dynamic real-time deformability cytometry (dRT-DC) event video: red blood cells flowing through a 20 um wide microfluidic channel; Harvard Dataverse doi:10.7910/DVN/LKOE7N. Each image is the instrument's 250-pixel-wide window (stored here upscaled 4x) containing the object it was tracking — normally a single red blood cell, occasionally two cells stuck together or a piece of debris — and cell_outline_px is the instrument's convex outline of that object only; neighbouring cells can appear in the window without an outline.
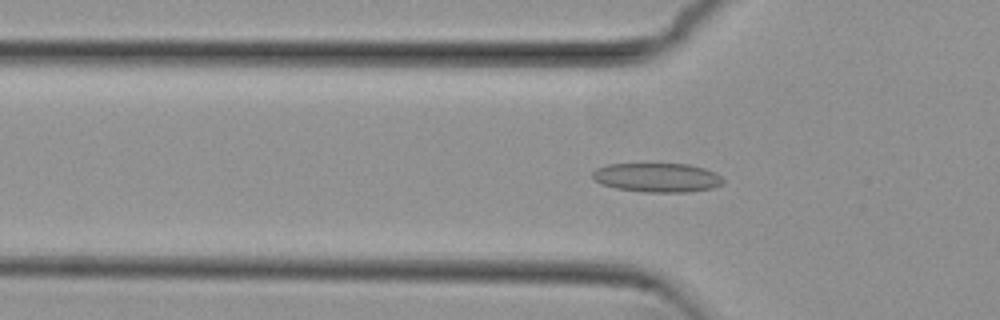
{"species": "common noctule bat (a hibernating species)", "species_latin": "Nyctalus noctula", "temperature_condition": "cold", "stored_images_in_passage": 51, "camera_frame_rate_fps": 3000, "um_per_image_px": 0.085, "animal": {"sex": "female", "body_mass_g": 29.2, "forearm_length_mm": 56.3}, "frame": {"image": 1, "passage_image": 15, "time_ms": 4.667, "image_size_px": [1000, 320], "cell_outline_px": [[724, 184], [712, 188], [688, 192], [644, 192], [616, 188], [600, 184], [592, 180], [592, 172], [596, 168], [608, 164], [688, 164], [704, 168], [716, 172], [724, 180]], "centroid_in_image_um": [55.85, 15.09], "position_along_channel_um": 70.0, "area_um2": 22.37}}
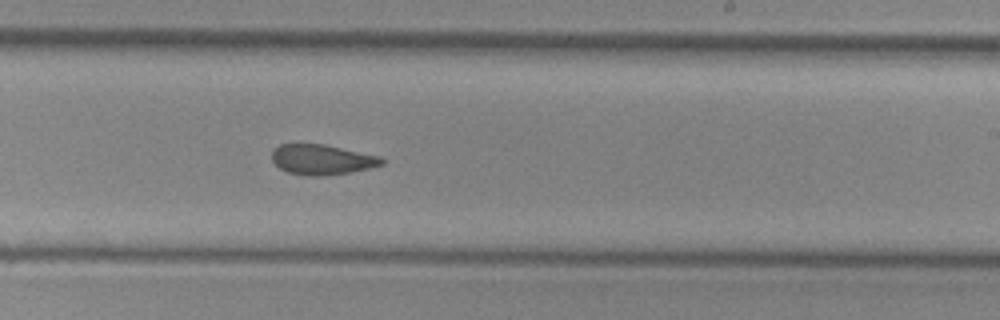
{"frame": {"image": 2, "passage_image": 30, "time_ms": 9.667, "image_size_px": [1000, 320], "cell_outline_px": [[384, 164], [352, 172], [320, 176], [308, 176], [288, 172], [280, 168], [272, 160], [272, 152], [280, 144], [324, 144], [380, 156], [384, 160]], "centroid_in_image_um": [27.37, 13.56], "position_along_channel_um": 261.6, "area_um2": 19.19}}
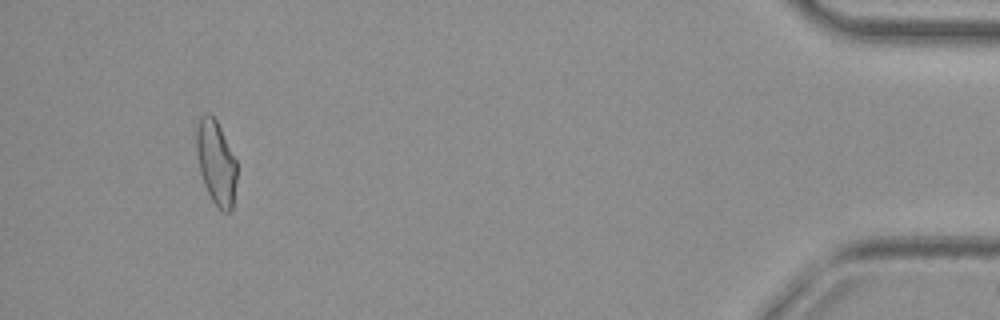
{"frame": {"image": 3, "passage_image": 48, "time_ms": 15.667, "image_size_px": [1000, 320], "cell_outline_px": [[236, 180], [232, 208], [228, 212], [224, 212], [212, 200], [204, 184], [200, 172], [196, 156], [196, 128], [200, 116], [208, 112], [216, 120], [236, 160]], "centroid_in_image_um": [18.34, 13.79], "position_along_channel_um": 416.9, "area_um2": 19.59}, "authors_computed_cell_mechanics": {"area_um2": 20.519, "velocity_mm_per_s": 3.8333, "shape_relaxation_time_tau1_ms": null, "shape_relaxation_time_tau2_ms": 3.0176, "deformation_change_tau1": null, "deformation_change_tau2": 0.0907}}